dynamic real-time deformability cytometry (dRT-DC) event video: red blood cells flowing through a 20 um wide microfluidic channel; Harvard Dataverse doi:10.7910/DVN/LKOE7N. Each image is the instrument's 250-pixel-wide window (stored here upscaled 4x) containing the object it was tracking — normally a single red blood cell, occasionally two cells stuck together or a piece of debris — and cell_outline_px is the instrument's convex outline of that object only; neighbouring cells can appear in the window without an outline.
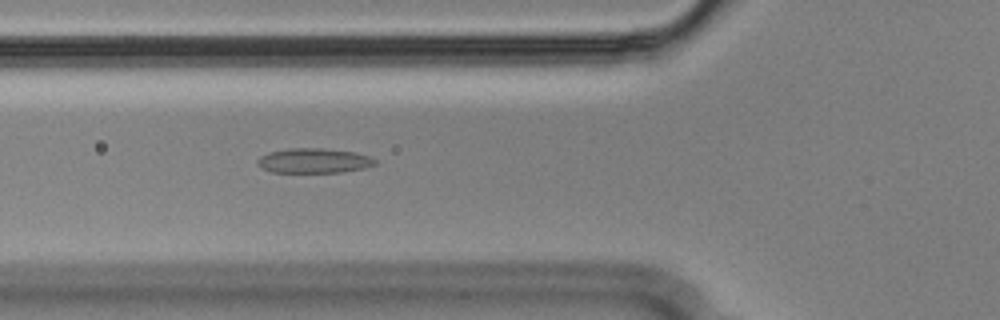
{"species": "Egyptian fruit bat (a non-hibernating species)", "species_latin": "Rousettus aegyptiacus", "temperature_condition": "cold", "stored_images_in_passage": 57, "segment_of_instrument_passage": [1, 2], "camera_frame_rate_fps": 3000, "um_per_image_px": 0.085, "animal": {"sex": "male"}, "frame": {"image": 1, "passage_image": 20, "time_ms": 6.333, "image_size_px": [1000, 320], "cell_outline_px": [[376, 164], [364, 168], [340, 172], [272, 172], [256, 164], [256, 160], [260, 156], [268, 152], [288, 148], [320, 148], [356, 152], [368, 156], [376, 160]], "centroid_in_image_um": [26.65, 13.65], "position_along_channel_um": 99.1, "area_um2": 16.94}}
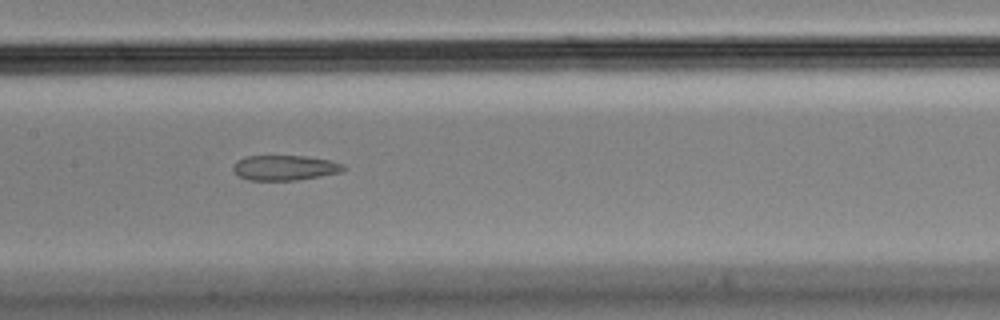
{"frame": {"image": 2, "passage_image": 27, "time_ms": 8.667, "image_size_px": [1000, 320], "cell_outline_px": [[348, 168], [340, 172], [320, 176], [296, 180], [248, 180], [240, 176], [232, 168], [236, 160], [248, 156], [304, 156], [332, 160], [344, 164]], "centroid_in_image_um": [24.24, 14.25], "position_along_channel_um": 183.2, "area_um2": 16.13}}
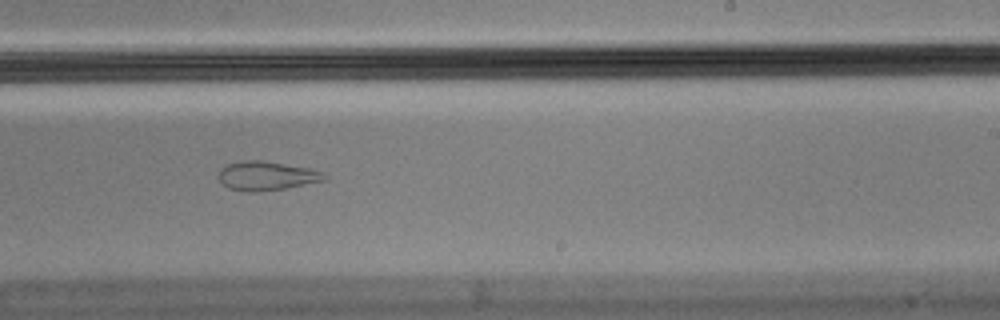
{"frame": {"image": 3, "passage_image": 34, "time_ms": 11.0, "image_size_px": [1000, 320], "cell_outline_px": [[328, 176], [324, 180], [284, 188], [256, 192], [244, 192], [228, 188], [220, 180], [220, 168], [228, 164], [244, 160], [260, 160], [308, 168], [320, 172]], "centroid_in_image_um": [22.61, 14.95], "position_along_channel_um": 266.4, "area_um2": 17.51}}